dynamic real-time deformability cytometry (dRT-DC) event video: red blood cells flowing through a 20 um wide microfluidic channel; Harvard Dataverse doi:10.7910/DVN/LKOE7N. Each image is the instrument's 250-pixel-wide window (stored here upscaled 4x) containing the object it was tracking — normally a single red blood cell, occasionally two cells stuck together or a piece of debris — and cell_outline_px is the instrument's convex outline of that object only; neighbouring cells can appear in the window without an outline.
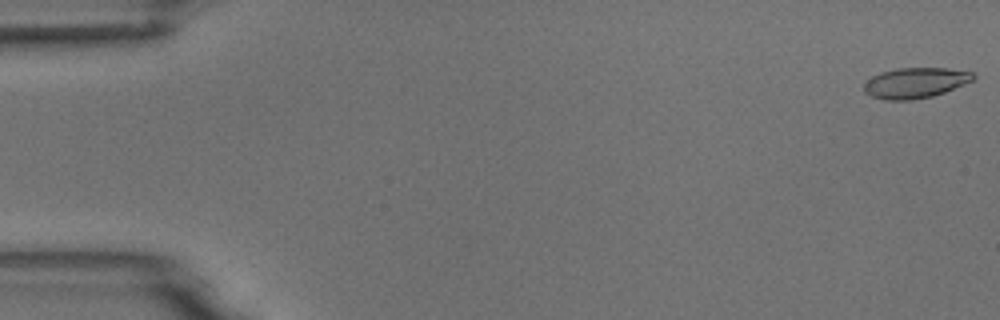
{"species": "common noctule bat (a hibernating species)", "species_latin": "Nyctalus noctula", "temperature_condition": "room temperature", "stored_images_in_passage": 54, "camera_frame_rate_fps": 3000, "um_per_image_px": 0.085, "animal": {"sex": "male", "body_mass_g": 18.8}, "frame": {"image": 1, "passage_image": 1, "time_ms": 0.0, "image_size_px": [1000, 320], "cell_outline_px": [[976, 76], [972, 80], [964, 84], [944, 92], [932, 96], [912, 100], [884, 100], [872, 96], [864, 92], [864, 84], [872, 76], [880, 72], [896, 68], [948, 68], [972, 72]], "centroid_in_image_um": [77.78, 7.04], "position_along_channel_um": 7.2, "area_um2": 19.36}}
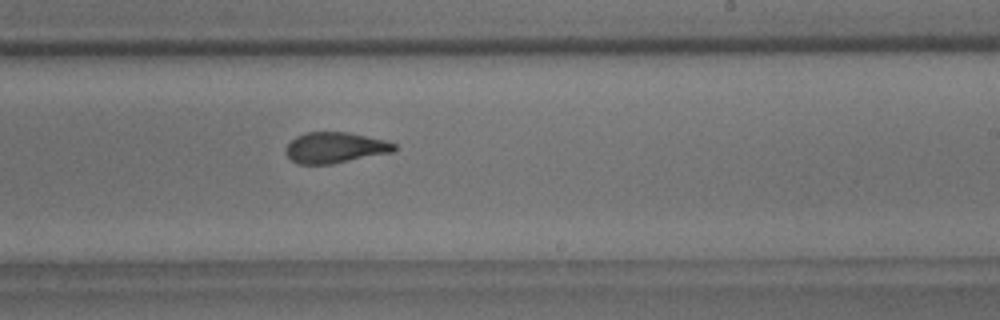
{"frame": {"image": 2, "passage_image": 33, "time_ms": 10.667, "image_size_px": [1000, 320], "cell_outline_px": [[396, 152], [332, 164], [296, 164], [284, 152], [284, 148], [296, 136], [304, 132], [348, 132], [388, 140], [396, 144]], "centroid_in_image_um": [28.51, 12.55], "position_along_channel_um": 260.5, "area_um2": 19.88}}
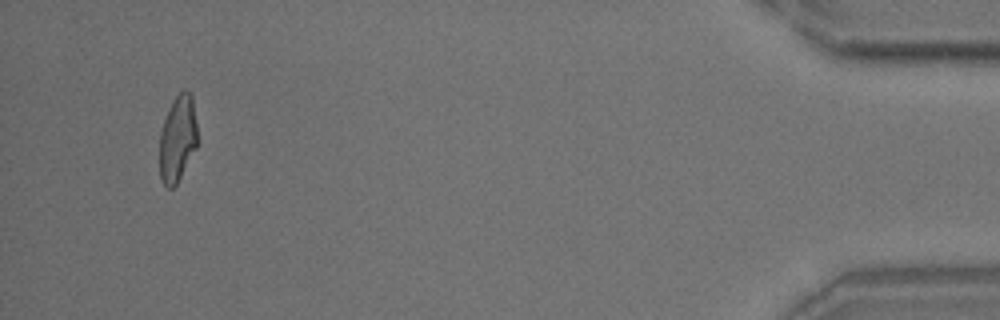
{"frame": {"image": 3, "passage_image": 52, "time_ms": 17.0, "image_size_px": [1000, 320], "cell_outline_px": [[196, 148], [176, 184], [172, 188], [168, 188], [164, 184], [160, 176], [160, 132], [164, 120], [176, 96], [184, 88], [192, 96], [196, 124]], "centroid_in_image_um": [15.09, 11.8], "position_along_channel_um": 420.1, "area_um2": 18.55}, "authors_computed_cell_mechanics": {"area_um2": 19.941, "velocity_mm_per_s": 3.7142, "shape_relaxation_time_tau1_ms": 5.4989, "shape_relaxation_time_tau2_ms": 1.7742, "deformation_change_tau1": 0.2022, "deformation_change_tau2": 0.1044}}